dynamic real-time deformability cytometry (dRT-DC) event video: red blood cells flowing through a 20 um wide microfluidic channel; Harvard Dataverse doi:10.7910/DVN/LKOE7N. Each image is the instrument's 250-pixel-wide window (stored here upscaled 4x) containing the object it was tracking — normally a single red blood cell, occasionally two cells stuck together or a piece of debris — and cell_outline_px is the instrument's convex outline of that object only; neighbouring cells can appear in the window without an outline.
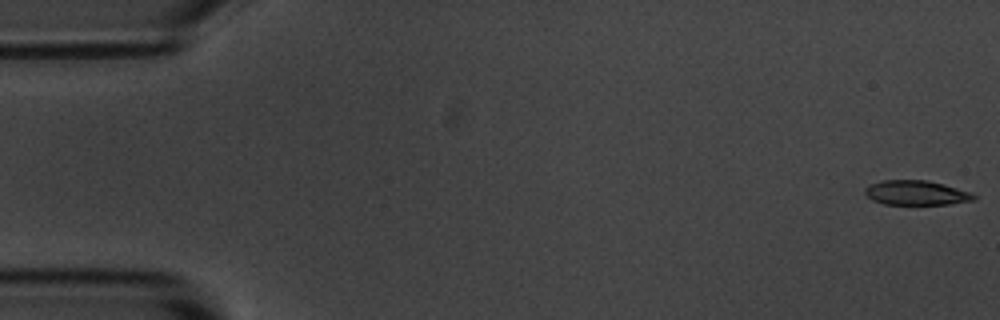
{"species": "common noctule bat (a hibernating species)", "species_latin": "Nyctalus noctula", "temperature_condition": "room temperature", "stored_images_in_passage": 53, "camera_frame_rate_fps": 3000, "um_per_image_px": 0.085, "animal": {"sex": "male", "body_mass_g": 20.1, "forearm_length_mm": 53.5}, "frame": {"image": 1, "passage_image": 1, "time_ms": 0.0, "image_size_px": [1000, 320], "cell_outline_px": [[976, 200], [948, 204], [884, 204], [872, 200], [864, 192], [864, 188], [868, 184], [884, 180], [928, 180], [944, 184], [972, 192], [976, 196]], "centroid_in_image_um": [77.89, 16.38], "position_along_channel_um": 7.1, "area_um2": 15.72}}
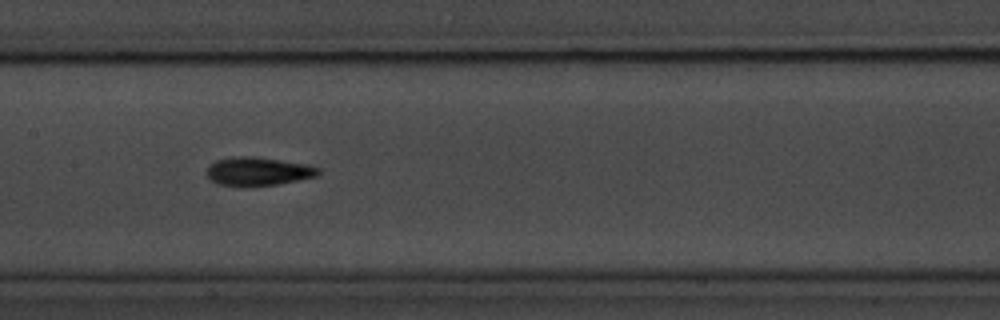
{"frame": {"image": 2, "passage_image": 27, "time_ms": 8.667, "image_size_px": [1000, 320], "cell_outline_px": [[320, 172], [316, 176], [276, 184], [216, 184], [208, 176], [208, 164], [216, 160], [232, 156], [256, 156], [308, 164], [320, 168]], "centroid_in_image_um": [21.95, 14.51], "position_along_channel_um": 185.4, "area_um2": 18.03}}
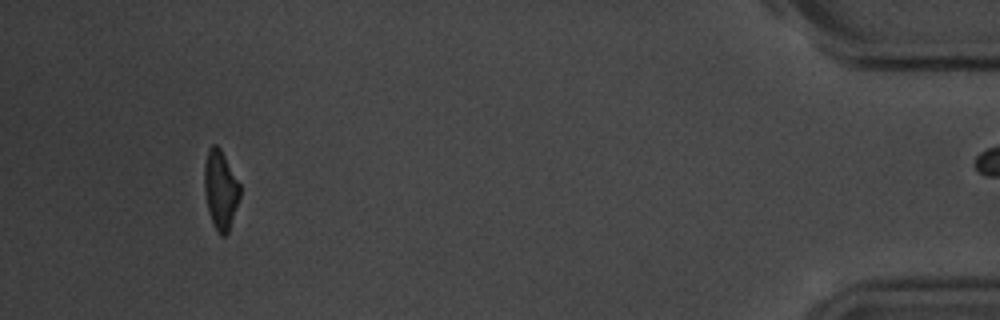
{"frame": {"image": 3, "passage_image": 52, "time_ms": 17.0, "image_size_px": [1000, 320], "cell_outline_px": [[240, 196], [228, 232], [224, 236], [220, 236], [216, 232], [212, 224], [208, 212], [204, 192], [204, 164], [208, 148], [212, 144], [216, 144], [220, 148], [240, 184]], "centroid_in_image_um": [18.72, 16.14], "position_along_channel_um": 416.5, "area_um2": 16.53}}